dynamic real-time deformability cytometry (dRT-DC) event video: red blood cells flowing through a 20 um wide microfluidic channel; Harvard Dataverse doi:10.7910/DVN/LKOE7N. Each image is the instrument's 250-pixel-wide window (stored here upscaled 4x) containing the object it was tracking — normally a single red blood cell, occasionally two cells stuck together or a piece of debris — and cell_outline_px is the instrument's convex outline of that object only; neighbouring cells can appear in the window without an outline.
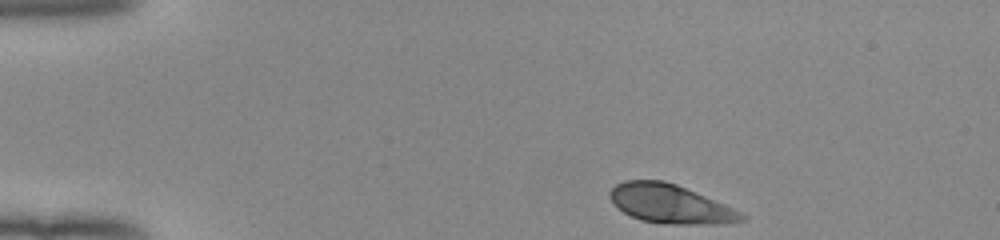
{"species": "human", "species_latin": "Homo sapiens", "temperature_condition": "room temperature", "stored_images_in_passage": 44, "camera_frame_rate_fps": 3000, "um_per_image_px": 0.085, "donor": {"sex": "female"}, "frame": {"image": 1, "passage_image": 1, "time_ms": 0.0, "image_size_px": [1000, 240], "cell_outline_px": [[748, 216], [744, 220], [716, 224], [664, 224], [640, 220], [624, 212], [608, 196], [608, 192], [616, 184], [624, 180], [664, 180], [676, 184], [724, 204]], "centroid_in_image_um": [56.95, 17.33], "position_along_channel_um": 28.1, "area_um2": 29.54}}
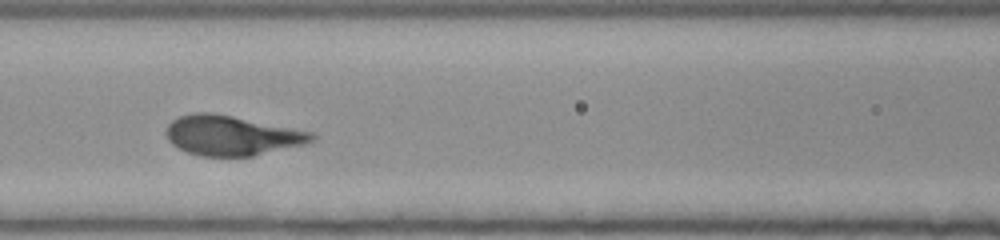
{"frame": {"image": 2, "passage_image": 16, "time_ms": 5.0, "image_size_px": [1000, 240], "cell_outline_px": [[316, 140], [304, 144], [252, 156], [200, 156], [176, 148], [168, 140], [164, 132], [168, 124], [172, 120], [180, 116], [196, 112], [212, 112], [312, 132], [316, 136]], "centroid_in_image_um": [19.65, 11.52], "position_along_channel_um": 147.0, "area_um2": 33.7}}
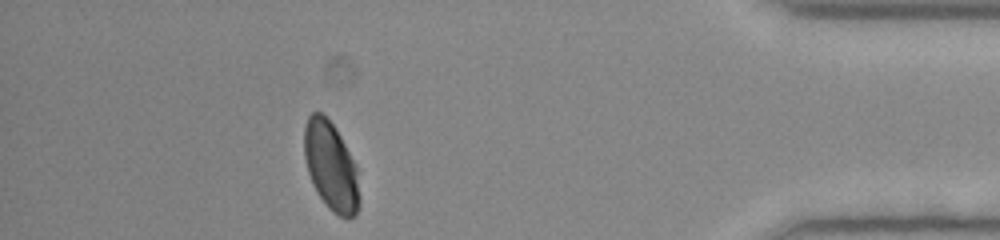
{"frame": {"image": 3, "passage_image": 39, "time_ms": 12.667, "image_size_px": [1000, 240], "cell_outline_px": [[360, 204], [356, 216], [348, 220], [332, 212], [328, 208], [316, 192], [312, 184], [308, 172], [304, 156], [304, 128], [308, 116], [312, 112], [320, 112], [336, 128], [356, 164], [360, 200]], "centroid_in_image_um": [28.14, 14.18], "position_along_channel_um": 407.1, "area_um2": 28.84}, "authors_computed_cell_mechanics": {"area_um2": 31.5877, "velocity_mm_per_s": 3.9455, "shape_relaxation_time_tau1_ms": 2.9745, "shape_relaxation_time_tau2_ms": null, "deformation_change_tau1": 0.1461, "deformation_change_tau2": null}}